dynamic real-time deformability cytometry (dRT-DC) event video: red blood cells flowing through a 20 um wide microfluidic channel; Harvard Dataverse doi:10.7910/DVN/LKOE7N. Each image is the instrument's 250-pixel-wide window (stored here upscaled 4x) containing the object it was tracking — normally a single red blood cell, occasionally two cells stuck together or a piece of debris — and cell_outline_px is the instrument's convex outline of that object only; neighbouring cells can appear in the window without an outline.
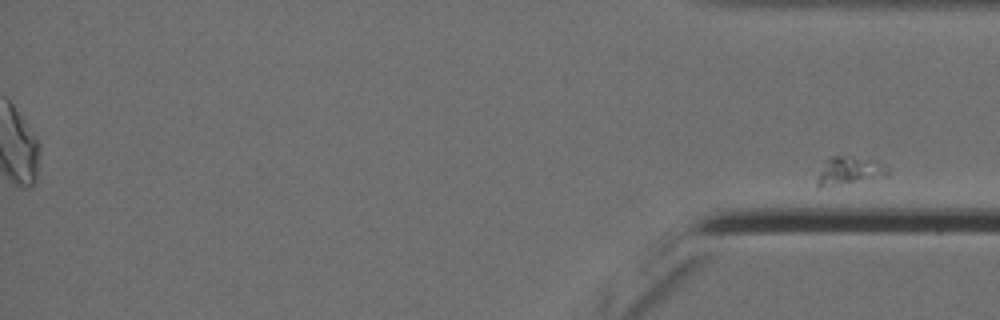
{"species": "Egyptian fruit bat (a non-hibernating species)", "species_latin": "Rousettus aegyptiacus", "temperature_condition": "cold", "stored_images_in_passage": 61, "segment_of_instrument_passage": [2, 2], "camera_frame_rate_fps": 3000, "um_per_image_px": 0.085, "animal": {"sex": "female"}, "frame": {"image": 1, "passage_image": 61, "time_ms": 20.0, "image_size_px": [1000, 320], "cell_outline_px": [[888, 176], [828, 188], [816, 188], [816, 180], [824, 160], [832, 156], [852, 156], [876, 160], [884, 164], [888, 168]], "centroid_in_image_um": [72.16, 14.55], "position_along_channel_um": 363.0, "area_um2": 12.14}}